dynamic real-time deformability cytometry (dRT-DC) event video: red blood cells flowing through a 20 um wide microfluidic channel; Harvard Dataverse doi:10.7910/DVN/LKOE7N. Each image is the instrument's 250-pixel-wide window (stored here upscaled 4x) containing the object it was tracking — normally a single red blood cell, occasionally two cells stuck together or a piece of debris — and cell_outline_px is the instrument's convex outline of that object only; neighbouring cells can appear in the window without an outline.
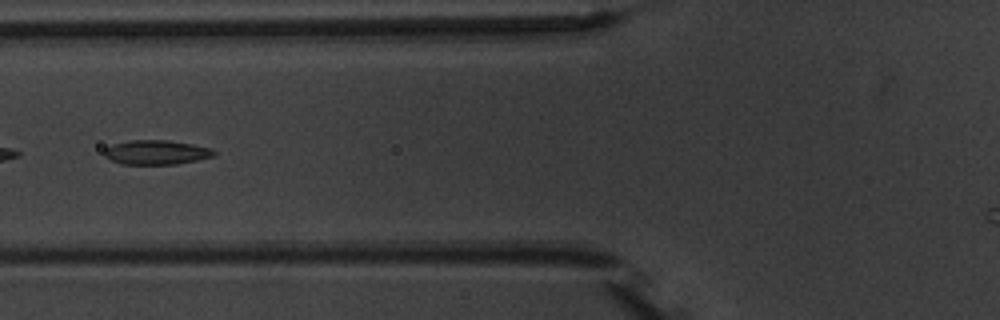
{"species": "common noctule bat (a hibernating species)", "species_latin": "Nyctalus noctula", "temperature_condition": "warm", "stored_images_in_passage": 7, "camera_frame_rate_fps": 3000, "um_per_image_px": 0.085, "animal": {"sex": "male", "body_mass_g": 20.1, "forearm_length_mm": 53.5}, "frame": {"image": 1, "passage_image": 7, "time_ms": 7.667, "image_size_px": [1000, 320], "cell_outline_px": [[216, 152], [212, 156], [196, 160], [176, 164], [120, 164], [108, 160], [104, 156], [104, 148], [112, 144], [132, 140], [168, 140], [192, 144], [212, 148]], "centroid_in_image_um": [13.23, 12.95], "position_along_channel_um": 112.6, "area_um2": 15.66}}